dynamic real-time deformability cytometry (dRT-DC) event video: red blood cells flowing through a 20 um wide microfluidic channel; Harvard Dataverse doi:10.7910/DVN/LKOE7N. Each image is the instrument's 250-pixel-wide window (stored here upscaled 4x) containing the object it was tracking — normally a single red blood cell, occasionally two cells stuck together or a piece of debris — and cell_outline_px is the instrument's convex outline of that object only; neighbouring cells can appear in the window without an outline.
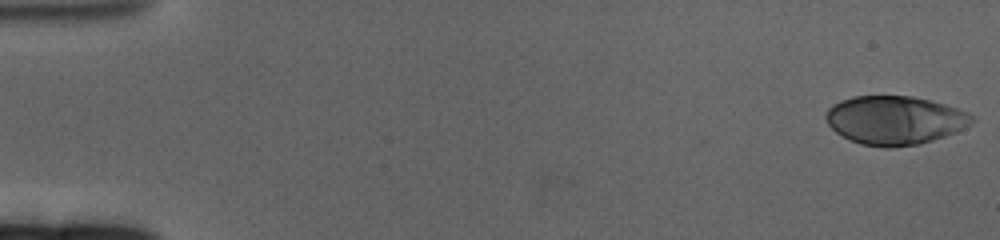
{"species": "human", "species_latin": "Homo sapiens", "temperature_condition": "cold", "stored_images_in_passage": 62, "camera_frame_rate_fps": 3000, "um_per_image_px": 0.085, "donor": {"sex": "female"}, "frame": {"image": 1, "passage_image": 1, "time_ms": 0.0, "image_size_px": [1000, 240], "cell_outline_px": [[976, 120], [972, 124], [956, 132], [920, 144], [892, 148], [888, 148], [860, 144], [836, 132], [828, 124], [824, 116], [828, 108], [832, 104], [840, 100], [852, 96], [912, 96], [944, 104], [968, 112], [976, 116]], "centroid_in_image_um": [76.07, 10.21], "position_along_channel_um": 8.9, "area_um2": 41.62}}
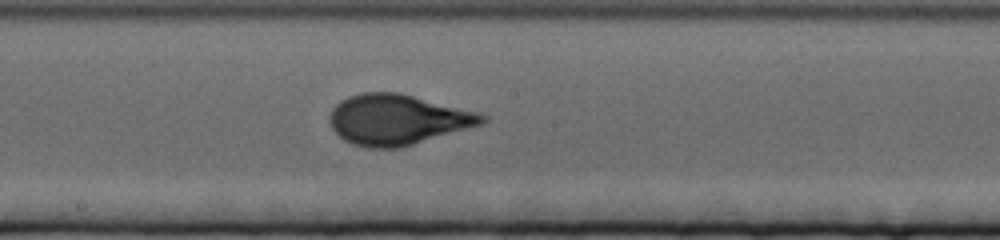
{"frame": {"image": 2, "passage_image": 34, "time_ms": 11.0, "image_size_px": [1000, 240], "cell_outline_px": [[488, 120], [484, 124], [400, 148], [368, 148], [352, 144], [344, 140], [332, 128], [332, 108], [340, 100], [348, 96], [364, 92], [400, 92], [476, 112], [488, 116]], "centroid_in_image_um": [33.82, 10.17], "position_along_channel_um": 214.4, "area_um2": 44.62}}
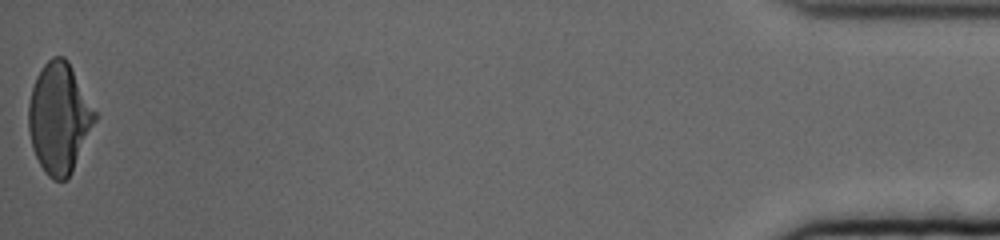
{"frame": {"image": 3, "passage_image": 62, "time_ms": 20.333, "image_size_px": [1000, 240], "cell_outline_px": [[100, 116], [72, 172], [64, 180], [52, 180], [48, 176], [40, 164], [32, 148], [28, 128], [28, 104], [32, 88], [36, 76], [44, 64], [52, 56], [64, 56], [68, 60]], "centroid_in_image_um": [5.07, 10.02], "position_along_channel_um": 430.1, "area_um2": 43.35}, "authors_computed_cell_mechanics": {"area_um2": 42.483, "velocity_mm_per_s": 3.2568, "shape_relaxation_time_tau1_ms": 4.5922, "shape_relaxation_time_tau2_ms": null, "deformation_change_tau1": 0.1984, "deformation_change_tau2": null}}